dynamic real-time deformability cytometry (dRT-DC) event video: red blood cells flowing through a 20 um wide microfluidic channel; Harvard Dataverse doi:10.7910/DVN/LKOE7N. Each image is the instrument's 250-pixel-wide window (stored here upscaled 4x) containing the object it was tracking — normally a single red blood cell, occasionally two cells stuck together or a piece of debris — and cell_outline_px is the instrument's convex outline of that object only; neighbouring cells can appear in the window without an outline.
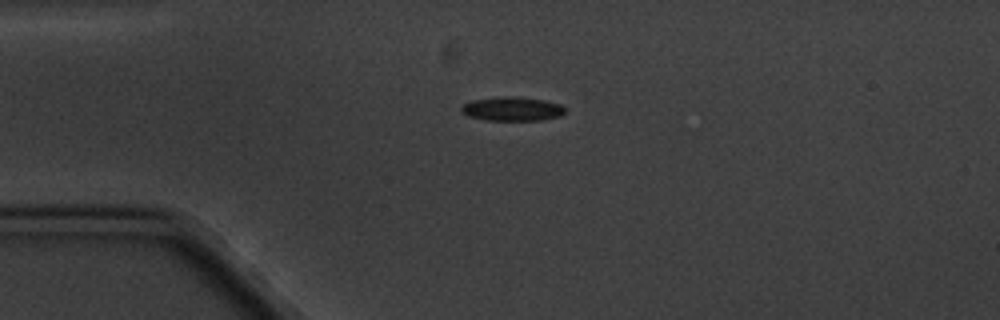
{"species": "common noctule bat (a hibernating species)", "species_latin": "Nyctalus noctula", "temperature_condition": "cold", "stored_images_in_passage": 5, "camera_frame_rate_fps": 3000, "um_per_image_px": 0.085, "animal": {"sex": "male", "body_mass_g": 20.1, "forearm_length_mm": 53.5}, "frame": {"image": 1, "passage_image": 4, "time_ms": 3.667, "image_size_px": [1000, 320], "cell_outline_px": [[564, 112], [560, 116], [540, 120], [484, 120], [468, 116], [460, 112], [460, 108], [464, 104], [472, 100], [504, 96], [516, 96], [544, 100], [560, 104], [564, 108]], "centroid_in_image_um": [43.5, 9.25], "position_along_channel_um": 41.5, "area_um2": 14.51}}